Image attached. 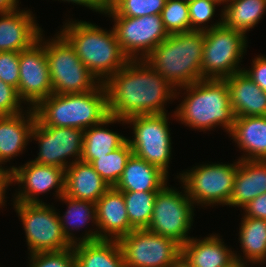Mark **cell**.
<instances>
[{"instance_id": "cell-43", "label": "cell", "mask_w": 266, "mask_h": 267, "mask_svg": "<svg viewBox=\"0 0 266 267\" xmlns=\"http://www.w3.org/2000/svg\"><path fill=\"white\" fill-rule=\"evenodd\" d=\"M19 0H0V12H10L18 9Z\"/></svg>"}, {"instance_id": "cell-8", "label": "cell", "mask_w": 266, "mask_h": 267, "mask_svg": "<svg viewBox=\"0 0 266 267\" xmlns=\"http://www.w3.org/2000/svg\"><path fill=\"white\" fill-rule=\"evenodd\" d=\"M247 44V37L243 33L224 24L204 31L202 80H224L243 71L239 63L247 51Z\"/></svg>"}, {"instance_id": "cell-3", "label": "cell", "mask_w": 266, "mask_h": 267, "mask_svg": "<svg viewBox=\"0 0 266 267\" xmlns=\"http://www.w3.org/2000/svg\"><path fill=\"white\" fill-rule=\"evenodd\" d=\"M70 20L64 22L60 33L91 74L104 84L129 58L122 51L113 29L106 30L83 20Z\"/></svg>"}, {"instance_id": "cell-30", "label": "cell", "mask_w": 266, "mask_h": 267, "mask_svg": "<svg viewBox=\"0 0 266 267\" xmlns=\"http://www.w3.org/2000/svg\"><path fill=\"white\" fill-rule=\"evenodd\" d=\"M59 199L67 203L66 206L68 205L65 214L63 216L59 214L60 224L64 235L74 245L79 243V237L74 236L73 230L84 228L89 221L93 223L92 226H97L96 205L93 202L74 199L64 194Z\"/></svg>"}, {"instance_id": "cell-35", "label": "cell", "mask_w": 266, "mask_h": 267, "mask_svg": "<svg viewBox=\"0 0 266 267\" xmlns=\"http://www.w3.org/2000/svg\"><path fill=\"white\" fill-rule=\"evenodd\" d=\"M223 4V0H192L188 2L191 31H207L223 24V11L221 19L208 25L215 14L216 7ZM217 5V6H216ZM207 22V23H206ZM207 25V26H206Z\"/></svg>"}, {"instance_id": "cell-34", "label": "cell", "mask_w": 266, "mask_h": 267, "mask_svg": "<svg viewBox=\"0 0 266 267\" xmlns=\"http://www.w3.org/2000/svg\"><path fill=\"white\" fill-rule=\"evenodd\" d=\"M161 18L169 35L191 31L189 7L185 0H167Z\"/></svg>"}, {"instance_id": "cell-14", "label": "cell", "mask_w": 266, "mask_h": 267, "mask_svg": "<svg viewBox=\"0 0 266 267\" xmlns=\"http://www.w3.org/2000/svg\"><path fill=\"white\" fill-rule=\"evenodd\" d=\"M83 133L82 129L71 127L44 126L36 119L30 142L38 141L39 153L32 161L65 170L71 164L81 160Z\"/></svg>"}, {"instance_id": "cell-36", "label": "cell", "mask_w": 266, "mask_h": 267, "mask_svg": "<svg viewBox=\"0 0 266 267\" xmlns=\"http://www.w3.org/2000/svg\"><path fill=\"white\" fill-rule=\"evenodd\" d=\"M29 267H76L73 247L57 252L29 254Z\"/></svg>"}, {"instance_id": "cell-9", "label": "cell", "mask_w": 266, "mask_h": 267, "mask_svg": "<svg viewBox=\"0 0 266 267\" xmlns=\"http://www.w3.org/2000/svg\"><path fill=\"white\" fill-rule=\"evenodd\" d=\"M25 231L29 254L57 252L73 247L64 235L59 213L46 203L13 202Z\"/></svg>"}, {"instance_id": "cell-20", "label": "cell", "mask_w": 266, "mask_h": 267, "mask_svg": "<svg viewBox=\"0 0 266 267\" xmlns=\"http://www.w3.org/2000/svg\"><path fill=\"white\" fill-rule=\"evenodd\" d=\"M224 80L228 84L235 117L266 116V92L244 71L234 73Z\"/></svg>"}, {"instance_id": "cell-37", "label": "cell", "mask_w": 266, "mask_h": 267, "mask_svg": "<svg viewBox=\"0 0 266 267\" xmlns=\"http://www.w3.org/2000/svg\"><path fill=\"white\" fill-rule=\"evenodd\" d=\"M0 79L18 90L19 52H0Z\"/></svg>"}, {"instance_id": "cell-40", "label": "cell", "mask_w": 266, "mask_h": 267, "mask_svg": "<svg viewBox=\"0 0 266 267\" xmlns=\"http://www.w3.org/2000/svg\"><path fill=\"white\" fill-rule=\"evenodd\" d=\"M244 217H253L266 220V193L255 197L243 208Z\"/></svg>"}, {"instance_id": "cell-21", "label": "cell", "mask_w": 266, "mask_h": 267, "mask_svg": "<svg viewBox=\"0 0 266 267\" xmlns=\"http://www.w3.org/2000/svg\"><path fill=\"white\" fill-rule=\"evenodd\" d=\"M229 137L245 152L237 160H266V116L235 117Z\"/></svg>"}, {"instance_id": "cell-38", "label": "cell", "mask_w": 266, "mask_h": 267, "mask_svg": "<svg viewBox=\"0 0 266 267\" xmlns=\"http://www.w3.org/2000/svg\"><path fill=\"white\" fill-rule=\"evenodd\" d=\"M22 103L24 102L20 99L17 89L0 79V116L23 112Z\"/></svg>"}, {"instance_id": "cell-6", "label": "cell", "mask_w": 266, "mask_h": 267, "mask_svg": "<svg viewBox=\"0 0 266 267\" xmlns=\"http://www.w3.org/2000/svg\"><path fill=\"white\" fill-rule=\"evenodd\" d=\"M45 40L46 58L53 94L83 93L100 83L82 63L73 46L58 31Z\"/></svg>"}, {"instance_id": "cell-23", "label": "cell", "mask_w": 266, "mask_h": 267, "mask_svg": "<svg viewBox=\"0 0 266 267\" xmlns=\"http://www.w3.org/2000/svg\"><path fill=\"white\" fill-rule=\"evenodd\" d=\"M168 179L159 167L132 154L114 188L121 192H158Z\"/></svg>"}, {"instance_id": "cell-44", "label": "cell", "mask_w": 266, "mask_h": 267, "mask_svg": "<svg viewBox=\"0 0 266 267\" xmlns=\"http://www.w3.org/2000/svg\"><path fill=\"white\" fill-rule=\"evenodd\" d=\"M171 267H194L186 257L181 253L174 261Z\"/></svg>"}, {"instance_id": "cell-27", "label": "cell", "mask_w": 266, "mask_h": 267, "mask_svg": "<svg viewBox=\"0 0 266 267\" xmlns=\"http://www.w3.org/2000/svg\"><path fill=\"white\" fill-rule=\"evenodd\" d=\"M76 267H126L118 240L73 245Z\"/></svg>"}, {"instance_id": "cell-39", "label": "cell", "mask_w": 266, "mask_h": 267, "mask_svg": "<svg viewBox=\"0 0 266 267\" xmlns=\"http://www.w3.org/2000/svg\"><path fill=\"white\" fill-rule=\"evenodd\" d=\"M251 68L243 71L264 91L266 92V57L257 55L252 59Z\"/></svg>"}, {"instance_id": "cell-17", "label": "cell", "mask_w": 266, "mask_h": 267, "mask_svg": "<svg viewBox=\"0 0 266 267\" xmlns=\"http://www.w3.org/2000/svg\"><path fill=\"white\" fill-rule=\"evenodd\" d=\"M97 226L85 230L80 242H95L99 240H119L134 229L130 225L123 193L110 187L95 203Z\"/></svg>"}, {"instance_id": "cell-12", "label": "cell", "mask_w": 266, "mask_h": 267, "mask_svg": "<svg viewBox=\"0 0 266 267\" xmlns=\"http://www.w3.org/2000/svg\"><path fill=\"white\" fill-rule=\"evenodd\" d=\"M118 242L126 267H171L181 254L177 242L148 229H134Z\"/></svg>"}, {"instance_id": "cell-26", "label": "cell", "mask_w": 266, "mask_h": 267, "mask_svg": "<svg viewBox=\"0 0 266 267\" xmlns=\"http://www.w3.org/2000/svg\"><path fill=\"white\" fill-rule=\"evenodd\" d=\"M121 121H125V119L109 116L102 123L84 130L81 160L91 163L93 160L99 159V157L107 155L122 146L128 137L106 128V126H109L108 124L117 122L121 124Z\"/></svg>"}, {"instance_id": "cell-10", "label": "cell", "mask_w": 266, "mask_h": 267, "mask_svg": "<svg viewBox=\"0 0 266 267\" xmlns=\"http://www.w3.org/2000/svg\"><path fill=\"white\" fill-rule=\"evenodd\" d=\"M167 116V113L134 115L122 121V125L133 127L134 135L127 138L133 155L159 167L169 176L173 148Z\"/></svg>"}, {"instance_id": "cell-11", "label": "cell", "mask_w": 266, "mask_h": 267, "mask_svg": "<svg viewBox=\"0 0 266 267\" xmlns=\"http://www.w3.org/2000/svg\"><path fill=\"white\" fill-rule=\"evenodd\" d=\"M194 210V204L187 196L183 185L180 192L177 188L166 184L157 192L152 218L147 229L173 239L182 247L192 238L188 234L193 226Z\"/></svg>"}, {"instance_id": "cell-19", "label": "cell", "mask_w": 266, "mask_h": 267, "mask_svg": "<svg viewBox=\"0 0 266 267\" xmlns=\"http://www.w3.org/2000/svg\"><path fill=\"white\" fill-rule=\"evenodd\" d=\"M15 115L0 116V166L23 153L36 121L33 108Z\"/></svg>"}, {"instance_id": "cell-42", "label": "cell", "mask_w": 266, "mask_h": 267, "mask_svg": "<svg viewBox=\"0 0 266 267\" xmlns=\"http://www.w3.org/2000/svg\"><path fill=\"white\" fill-rule=\"evenodd\" d=\"M11 185V171L8 167L0 166V208L4 207L6 204V192Z\"/></svg>"}, {"instance_id": "cell-13", "label": "cell", "mask_w": 266, "mask_h": 267, "mask_svg": "<svg viewBox=\"0 0 266 267\" xmlns=\"http://www.w3.org/2000/svg\"><path fill=\"white\" fill-rule=\"evenodd\" d=\"M113 31L129 60L145 59L168 36L161 15L141 17L108 16Z\"/></svg>"}, {"instance_id": "cell-5", "label": "cell", "mask_w": 266, "mask_h": 267, "mask_svg": "<svg viewBox=\"0 0 266 267\" xmlns=\"http://www.w3.org/2000/svg\"><path fill=\"white\" fill-rule=\"evenodd\" d=\"M204 32L170 34L145 61L176 89L202 80Z\"/></svg>"}, {"instance_id": "cell-7", "label": "cell", "mask_w": 266, "mask_h": 267, "mask_svg": "<svg viewBox=\"0 0 266 267\" xmlns=\"http://www.w3.org/2000/svg\"><path fill=\"white\" fill-rule=\"evenodd\" d=\"M237 168L238 161L229 164L204 163L184 170L177 178L195 206L224 207L229 206Z\"/></svg>"}, {"instance_id": "cell-16", "label": "cell", "mask_w": 266, "mask_h": 267, "mask_svg": "<svg viewBox=\"0 0 266 267\" xmlns=\"http://www.w3.org/2000/svg\"><path fill=\"white\" fill-rule=\"evenodd\" d=\"M11 183L20 189L13 195V202L45 203L39 195L55 189L56 198L64 194L65 170L56 166L36 163L32 160L21 166H10ZM22 186V187H21Z\"/></svg>"}, {"instance_id": "cell-1", "label": "cell", "mask_w": 266, "mask_h": 267, "mask_svg": "<svg viewBox=\"0 0 266 267\" xmlns=\"http://www.w3.org/2000/svg\"><path fill=\"white\" fill-rule=\"evenodd\" d=\"M109 116L127 119L134 115L165 114L164 106L176 95L173 87L145 59L129 60L104 83Z\"/></svg>"}, {"instance_id": "cell-25", "label": "cell", "mask_w": 266, "mask_h": 267, "mask_svg": "<svg viewBox=\"0 0 266 267\" xmlns=\"http://www.w3.org/2000/svg\"><path fill=\"white\" fill-rule=\"evenodd\" d=\"M266 193V160H238L229 207L243 208L255 197Z\"/></svg>"}, {"instance_id": "cell-31", "label": "cell", "mask_w": 266, "mask_h": 267, "mask_svg": "<svg viewBox=\"0 0 266 267\" xmlns=\"http://www.w3.org/2000/svg\"><path fill=\"white\" fill-rule=\"evenodd\" d=\"M130 225L147 229L151 221L157 192H122Z\"/></svg>"}, {"instance_id": "cell-4", "label": "cell", "mask_w": 266, "mask_h": 267, "mask_svg": "<svg viewBox=\"0 0 266 267\" xmlns=\"http://www.w3.org/2000/svg\"><path fill=\"white\" fill-rule=\"evenodd\" d=\"M44 126L71 127L83 131L109 117L108 95L104 84L83 93L51 94L33 108Z\"/></svg>"}, {"instance_id": "cell-45", "label": "cell", "mask_w": 266, "mask_h": 267, "mask_svg": "<svg viewBox=\"0 0 266 267\" xmlns=\"http://www.w3.org/2000/svg\"><path fill=\"white\" fill-rule=\"evenodd\" d=\"M249 264H247L245 261L242 262L241 260H235L234 262H232L230 265L226 266V267H249L247 266Z\"/></svg>"}, {"instance_id": "cell-18", "label": "cell", "mask_w": 266, "mask_h": 267, "mask_svg": "<svg viewBox=\"0 0 266 267\" xmlns=\"http://www.w3.org/2000/svg\"><path fill=\"white\" fill-rule=\"evenodd\" d=\"M34 19L30 10L0 12V52H20L38 41L44 30Z\"/></svg>"}, {"instance_id": "cell-28", "label": "cell", "mask_w": 266, "mask_h": 267, "mask_svg": "<svg viewBox=\"0 0 266 267\" xmlns=\"http://www.w3.org/2000/svg\"><path fill=\"white\" fill-rule=\"evenodd\" d=\"M241 219L238 240L243 258L235 251L236 259L252 265H263L266 259V220L244 216Z\"/></svg>"}, {"instance_id": "cell-32", "label": "cell", "mask_w": 266, "mask_h": 267, "mask_svg": "<svg viewBox=\"0 0 266 267\" xmlns=\"http://www.w3.org/2000/svg\"><path fill=\"white\" fill-rule=\"evenodd\" d=\"M133 154L129 142L107 155L93 160L90 164L101 178L110 186L114 187L120 179L128 159Z\"/></svg>"}, {"instance_id": "cell-33", "label": "cell", "mask_w": 266, "mask_h": 267, "mask_svg": "<svg viewBox=\"0 0 266 267\" xmlns=\"http://www.w3.org/2000/svg\"><path fill=\"white\" fill-rule=\"evenodd\" d=\"M167 0H108L106 16L141 17L161 15Z\"/></svg>"}, {"instance_id": "cell-15", "label": "cell", "mask_w": 266, "mask_h": 267, "mask_svg": "<svg viewBox=\"0 0 266 267\" xmlns=\"http://www.w3.org/2000/svg\"><path fill=\"white\" fill-rule=\"evenodd\" d=\"M43 36L42 31L38 41L19 52L17 92L24 105L28 104V108H34L53 93Z\"/></svg>"}, {"instance_id": "cell-41", "label": "cell", "mask_w": 266, "mask_h": 267, "mask_svg": "<svg viewBox=\"0 0 266 267\" xmlns=\"http://www.w3.org/2000/svg\"><path fill=\"white\" fill-rule=\"evenodd\" d=\"M56 1V0H55ZM59 1V0H58ZM61 1V0H60ZM72 4L85 6L94 12L104 14L108 8V0H62Z\"/></svg>"}, {"instance_id": "cell-29", "label": "cell", "mask_w": 266, "mask_h": 267, "mask_svg": "<svg viewBox=\"0 0 266 267\" xmlns=\"http://www.w3.org/2000/svg\"><path fill=\"white\" fill-rule=\"evenodd\" d=\"M223 6V24L247 36L265 14L266 0H223Z\"/></svg>"}, {"instance_id": "cell-2", "label": "cell", "mask_w": 266, "mask_h": 267, "mask_svg": "<svg viewBox=\"0 0 266 267\" xmlns=\"http://www.w3.org/2000/svg\"><path fill=\"white\" fill-rule=\"evenodd\" d=\"M186 90L183 100L174 111L177 122L198 131H210L217 126L229 133L235 116L230 104V93L225 80L203 79L176 89L175 99L180 90ZM213 128V129H212Z\"/></svg>"}, {"instance_id": "cell-22", "label": "cell", "mask_w": 266, "mask_h": 267, "mask_svg": "<svg viewBox=\"0 0 266 267\" xmlns=\"http://www.w3.org/2000/svg\"><path fill=\"white\" fill-rule=\"evenodd\" d=\"M110 186L92 165L82 160L65 169L64 195L96 203Z\"/></svg>"}, {"instance_id": "cell-24", "label": "cell", "mask_w": 266, "mask_h": 267, "mask_svg": "<svg viewBox=\"0 0 266 267\" xmlns=\"http://www.w3.org/2000/svg\"><path fill=\"white\" fill-rule=\"evenodd\" d=\"M234 252L213 233L203 239L192 237L181 247V253L194 267H226L236 260Z\"/></svg>"}]
</instances>
